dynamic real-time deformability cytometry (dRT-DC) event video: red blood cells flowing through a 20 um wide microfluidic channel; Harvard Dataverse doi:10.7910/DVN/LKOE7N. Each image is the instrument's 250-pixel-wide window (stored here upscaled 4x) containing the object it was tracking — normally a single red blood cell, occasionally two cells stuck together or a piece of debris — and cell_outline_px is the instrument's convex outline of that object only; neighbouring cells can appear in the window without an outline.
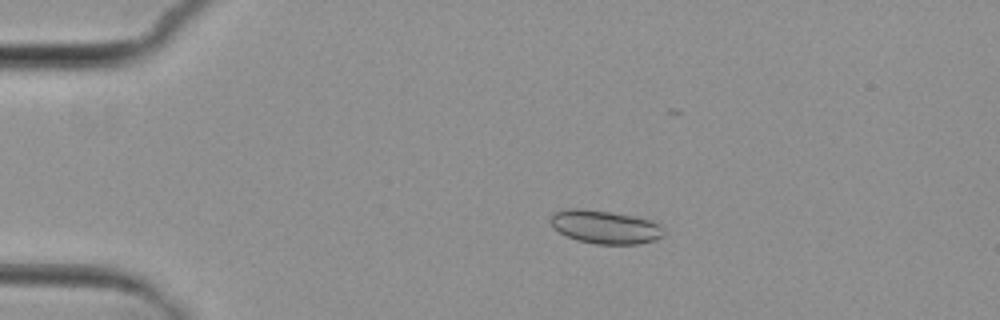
{"species": "common noctule bat (a hibernating species)", "species_latin": "Nyctalus noctula", "temperature_condition": "cold", "stored_images_in_passage": 4, "camera_frame_rate_fps": 3000, "um_per_image_px": 0.085, "animal": {"sex": "female", "body_mass_g": 29.2, "forearm_length_mm": 56.3}, "frame": {"image": 1, "passage_image": 3, "time_ms": 2.0, "image_size_px": [1000, 320], "cell_outline_px": [[664, 236], [656, 240], [640, 244], [596, 244], [576, 240], [552, 228], [548, 220], [552, 212], [564, 208], [584, 208], [632, 216], [652, 220], [660, 224], [664, 232]], "centroid_in_image_um": [51.39, 19.28], "position_along_channel_um": 33.6, "area_um2": 22.37}}